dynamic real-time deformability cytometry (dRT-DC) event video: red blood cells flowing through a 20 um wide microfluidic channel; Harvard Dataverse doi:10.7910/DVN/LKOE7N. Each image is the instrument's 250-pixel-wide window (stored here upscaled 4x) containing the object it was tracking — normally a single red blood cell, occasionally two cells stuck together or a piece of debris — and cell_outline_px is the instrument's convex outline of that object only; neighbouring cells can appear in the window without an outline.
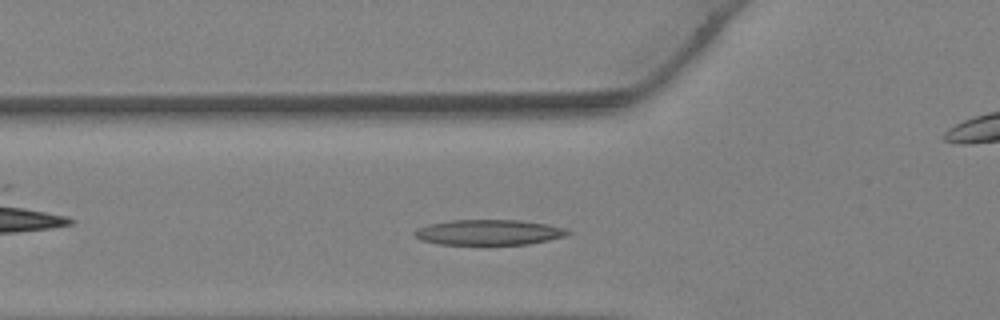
{"species": "Egyptian fruit bat (a non-hibernating species)", "species_latin": "Rousettus aegyptiacus", "temperature_condition": "warm", "stored_images_in_passage": 27, "camera_frame_rate_fps": 3000, "um_per_image_px": 0.085, "animal": {"sex": "female"}, "frame": {"image": 1, "passage_image": 7, "time_ms": 2.0, "image_size_px": [1000, 320], "cell_outline_px": [[572, 232], [564, 236], [548, 240], [528, 244], [440, 244], [420, 240], [412, 232], [416, 228], [428, 224], [452, 220], [516, 220], [544, 224], [564, 228]], "centroid_in_image_um": [41.49, 19.74], "position_along_channel_um": 84.3, "area_um2": 22.43}}
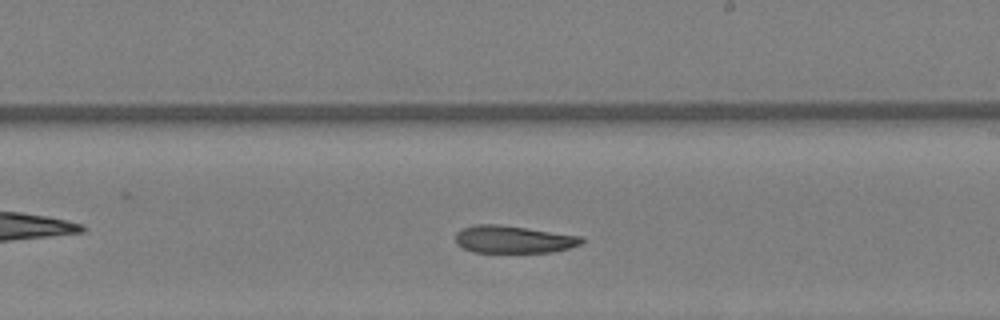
{"frame": {"image": 2, "passage_image": 16, "time_ms": 5.0, "image_size_px": [1000, 320], "cell_outline_px": [[584, 240], [580, 244], [568, 248], [552, 252], [472, 252], [456, 244], [456, 232], [460, 228], [476, 224], [496, 224], [584, 236]], "centroid_in_image_um": [43.62, 20.34], "position_along_channel_um": 245.4, "area_um2": 20.17}}
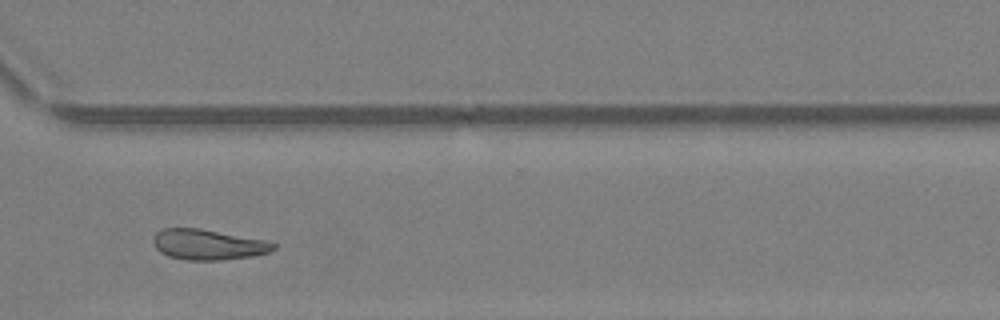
{"frame": {"image": 3, "passage_image": 22, "time_ms": 7.0, "image_size_px": [1000, 320], "cell_outline_px": [[276, 248], [268, 252], [252, 256], [220, 260], [188, 260], [168, 256], [160, 252], [156, 248], [152, 240], [156, 232], [164, 228], [200, 228], [264, 240], [276, 244]], "centroid_in_image_um": [17.66, 20.78], "position_along_channel_um": 352.9, "area_um2": 21.21}}